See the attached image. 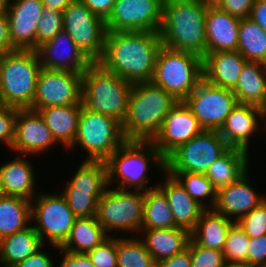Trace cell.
Here are the masks:
<instances>
[{
    "instance_id": "obj_1",
    "label": "cell",
    "mask_w": 266,
    "mask_h": 267,
    "mask_svg": "<svg viewBox=\"0 0 266 267\" xmlns=\"http://www.w3.org/2000/svg\"><path fill=\"white\" fill-rule=\"evenodd\" d=\"M162 46L159 32H107L97 63L131 84L150 82Z\"/></svg>"
},
{
    "instance_id": "obj_2",
    "label": "cell",
    "mask_w": 266,
    "mask_h": 267,
    "mask_svg": "<svg viewBox=\"0 0 266 267\" xmlns=\"http://www.w3.org/2000/svg\"><path fill=\"white\" fill-rule=\"evenodd\" d=\"M178 101L152 81L133 84L122 122L126 140L152 141Z\"/></svg>"
},
{
    "instance_id": "obj_3",
    "label": "cell",
    "mask_w": 266,
    "mask_h": 267,
    "mask_svg": "<svg viewBox=\"0 0 266 267\" xmlns=\"http://www.w3.org/2000/svg\"><path fill=\"white\" fill-rule=\"evenodd\" d=\"M208 5L201 1L163 5L159 31L162 45L203 58L206 55L205 17Z\"/></svg>"
},
{
    "instance_id": "obj_4",
    "label": "cell",
    "mask_w": 266,
    "mask_h": 267,
    "mask_svg": "<svg viewBox=\"0 0 266 267\" xmlns=\"http://www.w3.org/2000/svg\"><path fill=\"white\" fill-rule=\"evenodd\" d=\"M152 161L161 172H165V158L152 141L126 140L105 161L108 186L116 182L119 183L117 188L122 190L132 188L133 191L145 192L152 189L146 187L149 177L145 175Z\"/></svg>"
},
{
    "instance_id": "obj_5",
    "label": "cell",
    "mask_w": 266,
    "mask_h": 267,
    "mask_svg": "<svg viewBox=\"0 0 266 267\" xmlns=\"http://www.w3.org/2000/svg\"><path fill=\"white\" fill-rule=\"evenodd\" d=\"M42 69L35 50H14L0 55V101L26 109L32 106Z\"/></svg>"
},
{
    "instance_id": "obj_6",
    "label": "cell",
    "mask_w": 266,
    "mask_h": 267,
    "mask_svg": "<svg viewBox=\"0 0 266 267\" xmlns=\"http://www.w3.org/2000/svg\"><path fill=\"white\" fill-rule=\"evenodd\" d=\"M133 84L93 62L82 73V104L85 108L124 121Z\"/></svg>"
},
{
    "instance_id": "obj_7",
    "label": "cell",
    "mask_w": 266,
    "mask_h": 267,
    "mask_svg": "<svg viewBox=\"0 0 266 267\" xmlns=\"http://www.w3.org/2000/svg\"><path fill=\"white\" fill-rule=\"evenodd\" d=\"M203 79V58L197 54L162 46L152 82L177 101H183Z\"/></svg>"
},
{
    "instance_id": "obj_8",
    "label": "cell",
    "mask_w": 266,
    "mask_h": 267,
    "mask_svg": "<svg viewBox=\"0 0 266 267\" xmlns=\"http://www.w3.org/2000/svg\"><path fill=\"white\" fill-rule=\"evenodd\" d=\"M125 141L120 121L82 104L77 135L69 149L79 144L88 155L85 160L106 161Z\"/></svg>"
},
{
    "instance_id": "obj_9",
    "label": "cell",
    "mask_w": 266,
    "mask_h": 267,
    "mask_svg": "<svg viewBox=\"0 0 266 267\" xmlns=\"http://www.w3.org/2000/svg\"><path fill=\"white\" fill-rule=\"evenodd\" d=\"M106 188L98 200L96 219L110 231L139 232L143 221L144 192Z\"/></svg>"
},
{
    "instance_id": "obj_10",
    "label": "cell",
    "mask_w": 266,
    "mask_h": 267,
    "mask_svg": "<svg viewBox=\"0 0 266 267\" xmlns=\"http://www.w3.org/2000/svg\"><path fill=\"white\" fill-rule=\"evenodd\" d=\"M61 194L77 218L96 216L97 204L107 184L105 161L84 160Z\"/></svg>"
},
{
    "instance_id": "obj_11",
    "label": "cell",
    "mask_w": 266,
    "mask_h": 267,
    "mask_svg": "<svg viewBox=\"0 0 266 267\" xmlns=\"http://www.w3.org/2000/svg\"><path fill=\"white\" fill-rule=\"evenodd\" d=\"M231 147L216 130H203L165 158V172L206 173Z\"/></svg>"
},
{
    "instance_id": "obj_12",
    "label": "cell",
    "mask_w": 266,
    "mask_h": 267,
    "mask_svg": "<svg viewBox=\"0 0 266 267\" xmlns=\"http://www.w3.org/2000/svg\"><path fill=\"white\" fill-rule=\"evenodd\" d=\"M35 197L31 200V219L36 221L33 227L44 245L47 240L59 250L68 238L77 217L62 194L41 193Z\"/></svg>"
},
{
    "instance_id": "obj_13",
    "label": "cell",
    "mask_w": 266,
    "mask_h": 267,
    "mask_svg": "<svg viewBox=\"0 0 266 267\" xmlns=\"http://www.w3.org/2000/svg\"><path fill=\"white\" fill-rule=\"evenodd\" d=\"M62 14L63 29L93 62H97L104 52L105 21L81 0H73Z\"/></svg>"
},
{
    "instance_id": "obj_14",
    "label": "cell",
    "mask_w": 266,
    "mask_h": 267,
    "mask_svg": "<svg viewBox=\"0 0 266 267\" xmlns=\"http://www.w3.org/2000/svg\"><path fill=\"white\" fill-rule=\"evenodd\" d=\"M203 130L218 131L232 109L238 104L231 89L219 87L202 79L183 100Z\"/></svg>"
},
{
    "instance_id": "obj_15",
    "label": "cell",
    "mask_w": 266,
    "mask_h": 267,
    "mask_svg": "<svg viewBox=\"0 0 266 267\" xmlns=\"http://www.w3.org/2000/svg\"><path fill=\"white\" fill-rule=\"evenodd\" d=\"M76 104H82V73L42 67L29 109L38 111L45 107Z\"/></svg>"
},
{
    "instance_id": "obj_16",
    "label": "cell",
    "mask_w": 266,
    "mask_h": 267,
    "mask_svg": "<svg viewBox=\"0 0 266 267\" xmlns=\"http://www.w3.org/2000/svg\"><path fill=\"white\" fill-rule=\"evenodd\" d=\"M162 21L161 0H116L105 26L107 32H159Z\"/></svg>"
},
{
    "instance_id": "obj_17",
    "label": "cell",
    "mask_w": 266,
    "mask_h": 267,
    "mask_svg": "<svg viewBox=\"0 0 266 267\" xmlns=\"http://www.w3.org/2000/svg\"><path fill=\"white\" fill-rule=\"evenodd\" d=\"M203 128L183 101L178 103L164 118L159 133L152 140L156 149L166 158L178 146L200 134Z\"/></svg>"
},
{
    "instance_id": "obj_18",
    "label": "cell",
    "mask_w": 266,
    "mask_h": 267,
    "mask_svg": "<svg viewBox=\"0 0 266 267\" xmlns=\"http://www.w3.org/2000/svg\"><path fill=\"white\" fill-rule=\"evenodd\" d=\"M44 7L42 0H12L6 8L9 39L14 50L36 51V30Z\"/></svg>"
},
{
    "instance_id": "obj_19",
    "label": "cell",
    "mask_w": 266,
    "mask_h": 267,
    "mask_svg": "<svg viewBox=\"0 0 266 267\" xmlns=\"http://www.w3.org/2000/svg\"><path fill=\"white\" fill-rule=\"evenodd\" d=\"M36 51L41 66L46 69L83 73L93 63L64 29Z\"/></svg>"
},
{
    "instance_id": "obj_20",
    "label": "cell",
    "mask_w": 266,
    "mask_h": 267,
    "mask_svg": "<svg viewBox=\"0 0 266 267\" xmlns=\"http://www.w3.org/2000/svg\"><path fill=\"white\" fill-rule=\"evenodd\" d=\"M55 144L57 142L38 111L18 109L11 150L23 156H31L42 154Z\"/></svg>"
},
{
    "instance_id": "obj_21",
    "label": "cell",
    "mask_w": 266,
    "mask_h": 267,
    "mask_svg": "<svg viewBox=\"0 0 266 267\" xmlns=\"http://www.w3.org/2000/svg\"><path fill=\"white\" fill-rule=\"evenodd\" d=\"M249 178L247 171L237 181L217 190L213 209L224 217L238 222L245 214L265 201L266 197L258 194L250 186Z\"/></svg>"
},
{
    "instance_id": "obj_22",
    "label": "cell",
    "mask_w": 266,
    "mask_h": 267,
    "mask_svg": "<svg viewBox=\"0 0 266 267\" xmlns=\"http://www.w3.org/2000/svg\"><path fill=\"white\" fill-rule=\"evenodd\" d=\"M240 18L208 5L205 17L206 54L237 51Z\"/></svg>"
},
{
    "instance_id": "obj_23",
    "label": "cell",
    "mask_w": 266,
    "mask_h": 267,
    "mask_svg": "<svg viewBox=\"0 0 266 267\" xmlns=\"http://www.w3.org/2000/svg\"><path fill=\"white\" fill-rule=\"evenodd\" d=\"M260 108L248 104H237L218 130L231 148L249 149L250 137L258 131Z\"/></svg>"
},
{
    "instance_id": "obj_24",
    "label": "cell",
    "mask_w": 266,
    "mask_h": 267,
    "mask_svg": "<svg viewBox=\"0 0 266 267\" xmlns=\"http://www.w3.org/2000/svg\"><path fill=\"white\" fill-rule=\"evenodd\" d=\"M165 181L156 186L165 194L176 225L191 232L205 209L170 174L163 172Z\"/></svg>"
},
{
    "instance_id": "obj_25",
    "label": "cell",
    "mask_w": 266,
    "mask_h": 267,
    "mask_svg": "<svg viewBox=\"0 0 266 267\" xmlns=\"http://www.w3.org/2000/svg\"><path fill=\"white\" fill-rule=\"evenodd\" d=\"M246 62L238 51L207 53L203 57V79L232 90Z\"/></svg>"
},
{
    "instance_id": "obj_26",
    "label": "cell",
    "mask_w": 266,
    "mask_h": 267,
    "mask_svg": "<svg viewBox=\"0 0 266 267\" xmlns=\"http://www.w3.org/2000/svg\"><path fill=\"white\" fill-rule=\"evenodd\" d=\"M141 232V240L156 263L182 252L190 240V232L180 227L141 229Z\"/></svg>"
},
{
    "instance_id": "obj_27",
    "label": "cell",
    "mask_w": 266,
    "mask_h": 267,
    "mask_svg": "<svg viewBox=\"0 0 266 267\" xmlns=\"http://www.w3.org/2000/svg\"><path fill=\"white\" fill-rule=\"evenodd\" d=\"M21 156L0 166L3 195L19 196L31 201L36 196L35 172L28 159Z\"/></svg>"
},
{
    "instance_id": "obj_28",
    "label": "cell",
    "mask_w": 266,
    "mask_h": 267,
    "mask_svg": "<svg viewBox=\"0 0 266 267\" xmlns=\"http://www.w3.org/2000/svg\"><path fill=\"white\" fill-rule=\"evenodd\" d=\"M82 104L45 107L38 112L43 117L56 142L69 148L77 135Z\"/></svg>"
},
{
    "instance_id": "obj_29",
    "label": "cell",
    "mask_w": 266,
    "mask_h": 267,
    "mask_svg": "<svg viewBox=\"0 0 266 267\" xmlns=\"http://www.w3.org/2000/svg\"><path fill=\"white\" fill-rule=\"evenodd\" d=\"M234 223L213 208H205L190 232V238L200 246L222 251L227 233Z\"/></svg>"
},
{
    "instance_id": "obj_30",
    "label": "cell",
    "mask_w": 266,
    "mask_h": 267,
    "mask_svg": "<svg viewBox=\"0 0 266 267\" xmlns=\"http://www.w3.org/2000/svg\"><path fill=\"white\" fill-rule=\"evenodd\" d=\"M232 91L239 104L260 107L266 98V64L247 61Z\"/></svg>"
},
{
    "instance_id": "obj_31",
    "label": "cell",
    "mask_w": 266,
    "mask_h": 267,
    "mask_svg": "<svg viewBox=\"0 0 266 267\" xmlns=\"http://www.w3.org/2000/svg\"><path fill=\"white\" fill-rule=\"evenodd\" d=\"M43 246L39 234L31 225L0 239V264L3 267H14Z\"/></svg>"
},
{
    "instance_id": "obj_32",
    "label": "cell",
    "mask_w": 266,
    "mask_h": 267,
    "mask_svg": "<svg viewBox=\"0 0 266 267\" xmlns=\"http://www.w3.org/2000/svg\"><path fill=\"white\" fill-rule=\"evenodd\" d=\"M248 154L243 149L230 148L208 168L205 176L216 191L237 181L248 171Z\"/></svg>"
},
{
    "instance_id": "obj_33",
    "label": "cell",
    "mask_w": 266,
    "mask_h": 267,
    "mask_svg": "<svg viewBox=\"0 0 266 267\" xmlns=\"http://www.w3.org/2000/svg\"><path fill=\"white\" fill-rule=\"evenodd\" d=\"M109 236L97 221L96 216L77 218L68 238L60 249L68 252L87 254Z\"/></svg>"
},
{
    "instance_id": "obj_34",
    "label": "cell",
    "mask_w": 266,
    "mask_h": 267,
    "mask_svg": "<svg viewBox=\"0 0 266 267\" xmlns=\"http://www.w3.org/2000/svg\"><path fill=\"white\" fill-rule=\"evenodd\" d=\"M31 201L10 195L0 196V239L29 227Z\"/></svg>"
},
{
    "instance_id": "obj_35",
    "label": "cell",
    "mask_w": 266,
    "mask_h": 267,
    "mask_svg": "<svg viewBox=\"0 0 266 267\" xmlns=\"http://www.w3.org/2000/svg\"><path fill=\"white\" fill-rule=\"evenodd\" d=\"M178 228L165 194L157 187L144 192L141 229Z\"/></svg>"
},
{
    "instance_id": "obj_36",
    "label": "cell",
    "mask_w": 266,
    "mask_h": 267,
    "mask_svg": "<svg viewBox=\"0 0 266 267\" xmlns=\"http://www.w3.org/2000/svg\"><path fill=\"white\" fill-rule=\"evenodd\" d=\"M237 51L246 61L266 64V31L249 17L240 20Z\"/></svg>"
},
{
    "instance_id": "obj_37",
    "label": "cell",
    "mask_w": 266,
    "mask_h": 267,
    "mask_svg": "<svg viewBox=\"0 0 266 267\" xmlns=\"http://www.w3.org/2000/svg\"><path fill=\"white\" fill-rule=\"evenodd\" d=\"M117 267H156L141 238L117 237Z\"/></svg>"
},
{
    "instance_id": "obj_38",
    "label": "cell",
    "mask_w": 266,
    "mask_h": 267,
    "mask_svg": "<svg viewBox=\"0 0 266 267\" xmlns=\"http://www.w3.org/2000/svg\"><path fill=\"white\" fill-rule=\"evenodd\" d=\"M174 176L185 190L204 208H213L216 201V189L204 173L166 172ZM207 199V204L203 200Z\"/></svg>"
},
{
    "instance_id": "obj_39",
    "label": "cell",
    "mask_w": 266,
    "mask_h": 267,
    "mask_svg": "<svg viewBox=\"0 0 266 267\" xmlns=\"http://www.w3.org/2000/svg\"><path fill=\"white\" fill-rule=\"evenodd\" d=\"M249 237L240 225L235 222L229 229L224 248V260L229 262L248 263Z\"/></svg>"
},
{
    "instance_id": "obj_40",
    "label": "cell",
    "mask_w": 266,
    "mask_h": 267,
    "mask_svg": "<svg viewBox=\"0 0 266 267\" xmlns=\"http://www.w3.org/2000/svg\"><path fill=\"white\" fill-rule=\"evenodd\" d=\"M63 29L62 11L44 7L36 30V50Z\"/></svg>"
},
{
    "instance_id": "obj_41",
    "label": "cell",
    "mask_w": 266,
    "mask_h": 267,
    "mask_svg": "<svg viewBox=\"0 0 266 267\" xmlns=\"http://www.w3.org/2000/svg\"><path fill=\"white\" fill-rule=\"evenodd\" d=\"M187 247L191 255V267H223L225 260L222 251L196 244L191 238Z\"/></svg>"
},
{
    "instance_id": "obj_42",
    "label": "cell",
    "mask_w": 266,
    "mask_h": 267,
    "mask_svg": "<svg viewBox=\"0 0 266 267\" xmlns=\"http://www.w3.org/2000/svg\"><path fill=\"white\" fill-rule=\"evenodd\" d=\"M249 238L266 234V200L245 214L238 222Z\"/></svg>"
},
{
    "instance_id": "obj_43",
    "label": "cell",
    "mask_w": 266,
    "mask_h": 267,
    "mask_svg": "<svg viewBox=\"0 0 266 267\" xmlns=\"http://www.w3.org/2000/svg\"><path fill=\"white\" fill-rule=\"evenodd\" d=\"M87 254L95 267H117V237L109 236Z\"/></svg>"
},
{
    "instance_id": "obj_44",
    "label": "cell",
    "mask_w": 266,
    "mask_h": 267,
    "mask_svg": "<svg viewBox=\"0 0 266 267\" xmlns=\"http://www.w3.org/2000/svg\"><path fill=\"white\" fill-rule=\"evenodd\" d=\"M19 108L2 105L0 107V142L11 149L14 140L15 120Z\"/></svg>"
},
{
    "instance_id": "obj_45",
    "label": "cell",
    "mask_w": 266,
    "mask_h": 267,
    "mask_svg": "<svg viewBox=\"0 0 266 267\" xmlns=\"http://www.w3.org/2000/svg\"><path fill=\"white\" fill-rule=\"evenodd\" d=\"M248 264L251 267H266V234L249 238Z\"/></svg>"
},
{
    "instance_id": "obj_46",
    "label": "cell",
    "mask_w": 266,
    "mask_h": 267,
    "mask_svg": "<svg viewBox=\"0 0 266 267\" xmlns=\"http://www.w3.org/2000/svg\"><path fill=\"white\" fill-rule=\"evenodd\" d=\"M255 0H218L216 5L220 10L237 18H248Z\"/></svg>"
},
{
    "instance_id": "obj_47",
    "label": "cell",
    "mask_w": 266,
    "mask_h": 267,
    "mask_svg": "<svg viewBox=\"0 0 266 267\" xmlns=\"http://www.w3.org/2000/svg\"><path fill=\"white\" fill-rule=\"evenodd\" d=\"M60 251L63 258L58 267H95L86 253L68 252L59 248Z\"/></svg>"
},
{
    "instance_id": "obj_48",
    "label": "cell",
    "mask_w": 266,
    "mask_h": 267,
    "mask_svg": "<svg viewBox=\"0 0 266 267\" xmlns=\"http://www.w3.org/2000/svg\"><path fill=\"white\" fill-rule=\"evenodd\" d=\"M40 248L34 254L28 256L24 261L14 267H54L51 256Z\"/></svg>"
},
{
    "instance_id": "obj_49",
    "label": "cell",
    "mask_w": 266,
    "mask_h": 267,
    "mask_svg": "<svg viewBox=\"0 0 266 267\" xmlns=\"http://www.w3.org/2000/svg\"><path fill=\"white\" fill-rule=\"evenodd\" d=\"M95 15L104 21L110 16L116 0H81Z\"/></svg>"
},
{
    "instance_id": "obj_50",
    "label": "cell",
    "mask_w": 266,
    "mask_h": 267,
    "mask_svg": "<svg viewBox=\"0 0 266 267\" xmlns=\"http://www.w3.org/2000/svg\"><path fill=\"white\" fill-rule=\"evenodd\" d=\"M14 51L9 39L6 9L0 10V55Z\"/></svg>"
},
{
    "instance_id": "obj_51",
    "label": "cell",
    "mask_w": 266,
    "mask_h": 267,
    "mask_svg": "<svg viewBox=\"0 0 266 267\" xmlns=\"http://www.w3.org/2000/svg\"><path fill=\"white\" fill-rule=\"evenodd\" d=\"M156 267H191L189 248L187 247L182 252L156 263Z\"/></svg>"
},
{
    "instance_id": "obj_52",
    "label": "cell",
    "mask_w": 266,
    "mask_h": 267,
    "mask_svg": "<svg viewBox=\"0 0 266 267\" xmlns=\"http://www.w3.org/2000/svg\"><path fill=\"white\" fill-rule=\"evenodd\" d=\"M249 18L266 31V0H255Z\"/></svg>"
},
{
    "instance_id": "obj_53",
    "label": "cell",
    "mask_w": 266,
    "mask_h": 267,
    "mask_svg": "<svg viewBox=\"0 0 266 267\" xmlns=\"http://www.w3.org/2000/svg\"><path fill=\"white\" fill-rule=\"evenodd\" d=\"M73 0H42L43 7L63 11Z\"/></svg>"
},
{
    "instance_id": "obj_54",
    "label": "cell",
    "mask_w": 266,
    "mask_h": 267,
    "mask_svg": "<svg viewBox=\"0 0 266 267\" xmlns=\"http://www.w3.org/2000/svg\"><path fill=\"white\" fill-rule=\"evenodd\" d=\"M223 267H251L248 263L245 262H229L225 261Z\"/></svg>"
},
{
    "instance_id": "obj_55",
    "label": "cell",
    "mask_w": 266,
    "mask_h": 267,
    "mask_svg": "<svg viewBox=\"0 0 266 267\" xmlns=\"http://www.w3.org/2000/svg\"><path fill=\"white\" fill-rule=\"evenodd\" d=\"M259 108H260V119H262L261 121H264L265 130H266V98H265L264 103Z\"/></svg>"
},
{
    "instance_id": "obj_56",
    "label": "cell",
    "mask_w": 266,
    "mask_h": 267,
    "mask_svg": "<svg viewBox=\"0 0 266 267\" xmlns=\"http://www.w3.org/2000/svg\"><path fill=\"white\" fill-rule=\"evenodd\" d=\"M163 5L176 3V2H195L200 0H161Z\"/></svg>"
},
{
    "instance_id": "obj_57",
    "label": "cell",
    "mask_w": 266,
    "mask_h": 267,
    "mask_svg": "<svg viewBox=\"0 0 266 267\" xmlns=\"http://www.w3.org/2000/svg\"><path fill=\"white\" fill-rule=\"evenodd\" d=\"M11 0H0V10L6 9Z\"/></svg>"
},
{
    "instance_id": "obj_58",
    "label": "cell",
    "mask_w": 266,
    "mask_h": 267,
    "mask_svg": "<svg viewBox=\"0 0 266 267\" xmlns=\"http://www.w3.org/2000/svg\"><path fill=\"white\" fill-rule=\"evenodd\" d=\"M200 1L207 3L209 5H214L218 0H200Z\"/></svg>"
},
{
    "instance_id": "obj_59",
    "label": "cell",
    "mask_w": 266,
    "mask_h": 267,
    "mask_svg": "<svg viewBox=\"0 0 266 267\" xmlns=\"http://www.w3.org/2000/svg\"><path fill=\"white\" fill-rule=\"evenodd\" d=\"M3 195V190H2V181H1V177H0V196Z\"/></svg>"
}]
</instances>
